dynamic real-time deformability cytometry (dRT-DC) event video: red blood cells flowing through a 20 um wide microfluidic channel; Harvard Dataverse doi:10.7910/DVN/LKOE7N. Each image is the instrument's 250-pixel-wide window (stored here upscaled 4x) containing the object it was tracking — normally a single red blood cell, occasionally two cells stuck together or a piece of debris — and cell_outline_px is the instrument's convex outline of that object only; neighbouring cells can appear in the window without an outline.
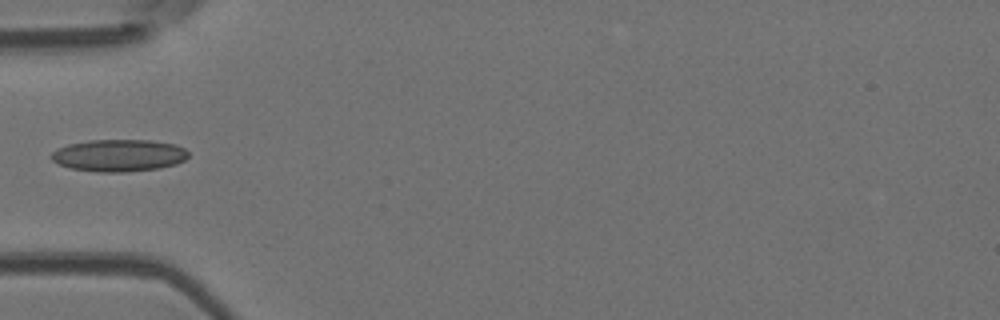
{"species": "Egyptian fruit bat (a non-hibernating species)", "species_latin": "Rousettus aegyptiacus", "temperature_condition": "room temperature", "stored_images_in_passage": 6, "camera_frame_rate_fps": 3000, "um_per_image_px": 0.085, "animal": {"sex": "female"}, "frame": {"image": 1, "passage_image": 5, "time_ms": 5.667, "image_size_px": [1000, 320], "cell_outline_px": [[188, 156], [184, 160], [176, 164], [160, 168], [124, 172], [96, 172], [72, 168], [56, 164], [48, 156], [52, 152], [68, 144], [88, 140], [148, 140], [176, 144], [184, 148], [188, 152]], "centroid_in_image_um": [10.09, 13.21], "position_along_channel_um": 74.9, "area_um2": 25.78}}
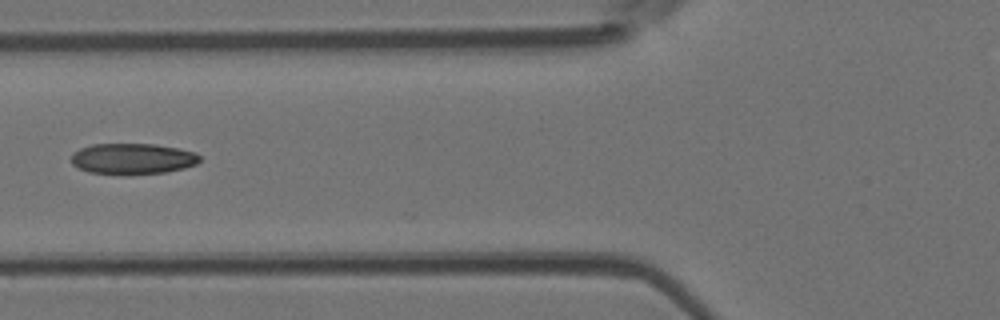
{"frame": {"image": 2, "passage_image": 6, "time_ms": 6.667, "image_size_px": [1000, 320], "cell_outline_px": [[200, 160], [196, 164], [184, 168], [164, 172], [120, 176], [88, 172], [72, 164], [72, 152], [80, 148], [92, 144], [156, 144], [180, 148], [196, 152], [200, 156]], "centroid_in_image_um": [11.27, 13.5], "position_along_channel_um": 114.5, "area_um2": 23.58}}